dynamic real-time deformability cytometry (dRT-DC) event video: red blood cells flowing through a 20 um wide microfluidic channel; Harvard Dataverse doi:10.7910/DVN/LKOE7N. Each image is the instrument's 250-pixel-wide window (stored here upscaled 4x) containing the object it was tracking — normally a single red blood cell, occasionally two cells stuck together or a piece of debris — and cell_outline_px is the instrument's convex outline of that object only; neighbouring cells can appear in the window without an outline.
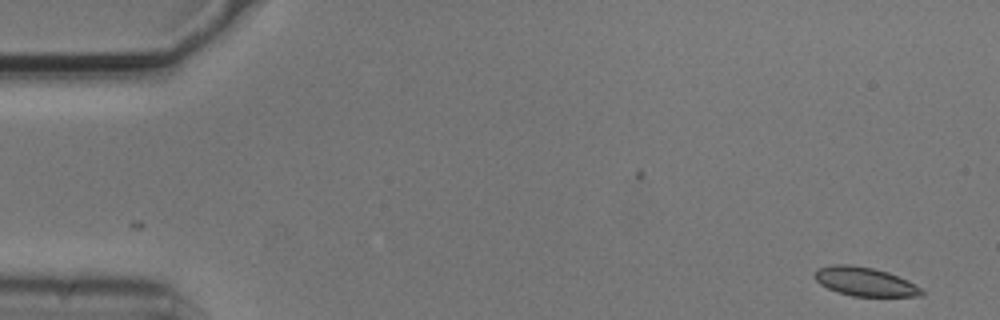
{"species": "common noctule bat (a hibernating species)", "species_latin": "Nyctalus noctula", "temperature_condition": "cold", "stored_images_in_passage": 6, "camera_frame_rate_fps": 3000, "um_per_image_px": 0.085, "animal": {"sex": "male", "body_mass_g": 20.5, "forearm_length_mm": 52.5}, "frame": {"image": 1, "passage_image": 1, "time_ms": 0.0, "image_size_px": [1000, 320], "cell_outline_px": [[924, 296], [852, 296], [828, 288], [820, 284], [812, 276], [816, 268], [832, 264], [848, 264], [872, 268], [888, 272], [908, 280], [920, 288], [924, 292]], "centroid_in_image_um": [73.48, 23.93], "position_along_channel_um": 11.5, "area_um2": 17.98}}
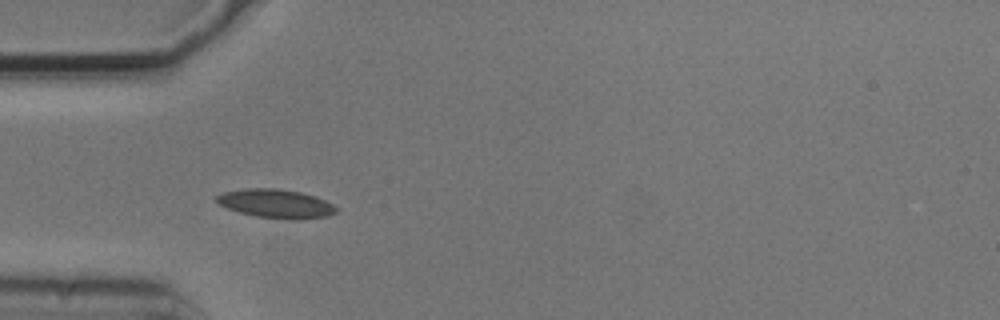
{"frame": {"image": 2, "passage_image": 5, "time_ms": 1.333, "image_size_px": [1000, 320], "cell_outline_px": [[336, 212], [328, 216], [300, 220], [292, 220], [256, 216], [240, 212], [216, 204], [216, 196], [224, 192], [244, 188], [276, 188], [300, 192], [316, 196], [332, 204], [336, 208]], "centroid_in_image_um": [23.44, 17.31], "position_along_channel_um": 61.6, "area_um2": 20.11}}
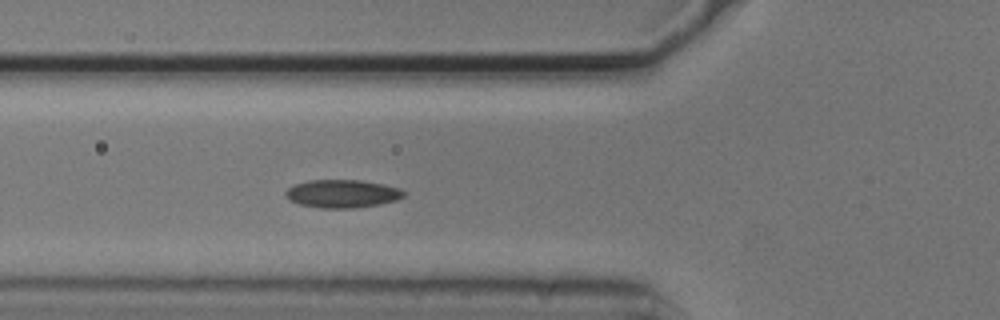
{"frame": {"image": 3, "passage_image": 6, "time_ms": 1.667, "image_size_px": [1000, 320], "cell_outline_px": [[408, 192], [404, 196], [396, 200], [380, 204], [352, 208], [320, 208], [300, 204], [292, 200], [284, 192], [288, 188], [296, 184], [308, 180], [360, 180], [384, 184], [400, 188]], "centroid_in_image_um": [29.15, 16.46], "position_along_channel_um": 96.6, "area_um2": 19.25}}